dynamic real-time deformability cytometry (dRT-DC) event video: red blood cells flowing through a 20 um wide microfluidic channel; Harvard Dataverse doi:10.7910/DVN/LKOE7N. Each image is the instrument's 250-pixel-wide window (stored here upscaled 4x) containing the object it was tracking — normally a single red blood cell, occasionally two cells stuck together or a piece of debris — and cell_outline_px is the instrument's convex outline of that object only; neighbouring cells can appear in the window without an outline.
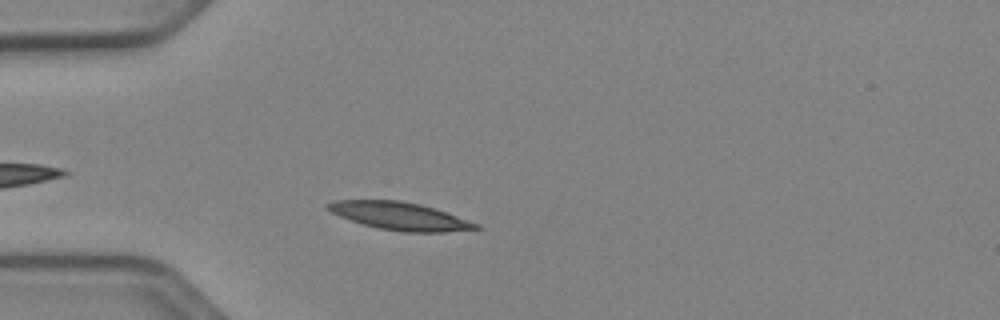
{"species": "Egyptian fruit bat (a non-hibernating species)", "species_latin": "Rousettus aegyptiacus", "temperature_condition": "cold", "stored_images_in_passage": 39, "camera_frame_rate_fps": 3000, "um_per_image_px": 0.085, "animal": {"sex": "female"}, "frame": {"image": 1, "passage_image": 5, "time_ms": 1.333, "image_size_px": [1000, 320], "cell_outline_px": [[484, 228], [444, 232], [404, 232], [380, 228], [364, 224], [340, 216], [324, 208], [324, 204], [332, 200], [400, 200], [420, 204], [480, 224]], "centroid_in_image_um": [33.96, 18.36], "position_along_channel_um": 51.0, "area_um2": 23.76}}
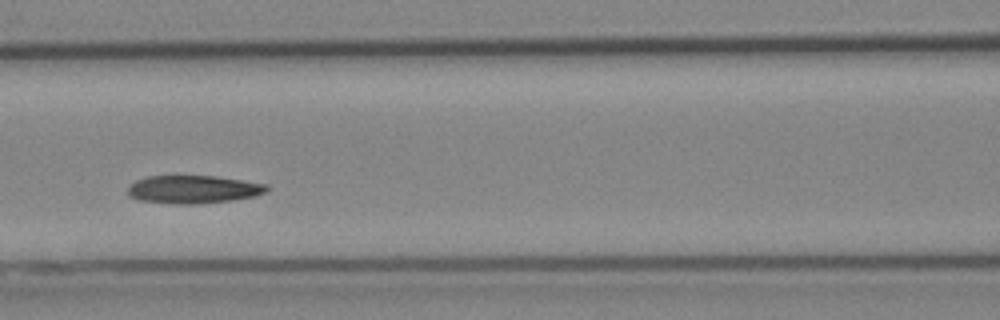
{"frame": {"image": 2, "passage_image": 14, "time_ms": 4.333, "image_size_px": [1000, 320], "cell_outline_px": [[268, 192], [256, 196], [232, 200], [192, 204], [172, 204], [136, 200], [128, 196], [128, 188], [136, 180], [148, 176], [216, 176], [268, 184]], "centroid_in_image_um": [16.43, 16.1], "position_along_channel_um": 150.2, "area_um2": 22.83}}
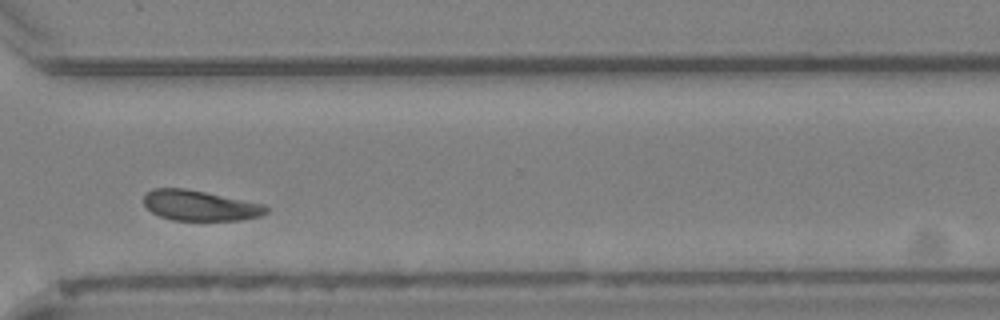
{"frame": {"image": 3, "passage_image": 30, "time_ms": 9.667, "image_size_px": [1000, 320], "cell_outline_px": [[268, 212], [260, 216], [240, 220], [172, 220], [160, 216], [152, 212], [144, 204], [144, 196], [152, 188], [184, 188], [264, 204], [268, 208]], "centroid_in_image_um": [16.99, 17.47], "position_along_channel_um": 353.6, "area_um2": 21.44}, "authors_computed_cell_mechanics": {"area_um2": 22.6576, "velocity_mm_per_s": 3.7883, "shape_relaxation_time_tau1_ms": 4.8111, "shape_relaxation_time_tau2_ms": 8.8002, "deformation_change_tau1": 0.1354, "deformation_change_tau2": 0.0936}}